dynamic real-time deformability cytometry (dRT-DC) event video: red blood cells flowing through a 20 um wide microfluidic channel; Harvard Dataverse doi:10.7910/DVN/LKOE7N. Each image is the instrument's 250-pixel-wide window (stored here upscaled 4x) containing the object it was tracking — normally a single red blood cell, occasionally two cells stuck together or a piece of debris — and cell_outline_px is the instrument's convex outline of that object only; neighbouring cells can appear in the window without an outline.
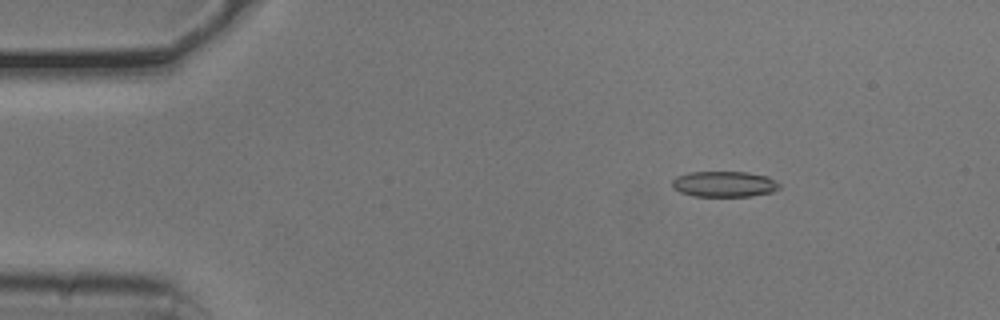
{"species": "common noctule bat (a hibernating species)", "species_latin": "Nyctalus noctula", "temperature_condition": "cold", "stored_images_in_passage": 53, "camera_frame_rate_fps": 3000, "um_per_image_px": 0.085, "animal": {"sex": "male", "body_mass_g": 20.5, "forearm_length_mm": 52.5}, "frame": {"image": 1, "passage_image": 8, "time_ms": 2.333, "image_size_px": [1000, 320], "cell_outline_px": [[780, 188], [772, 192], [752, 196], [692, 196], [680, 192], [672, 188], [672, 180], [676, 176], [688, 172], [748, 172], [768, 176], [776, 180], [780, 184]], "centroid_in_image_um": [61.56, 15.64], "position_along_channel_um": 23.4, "area_um2": 16.3}}
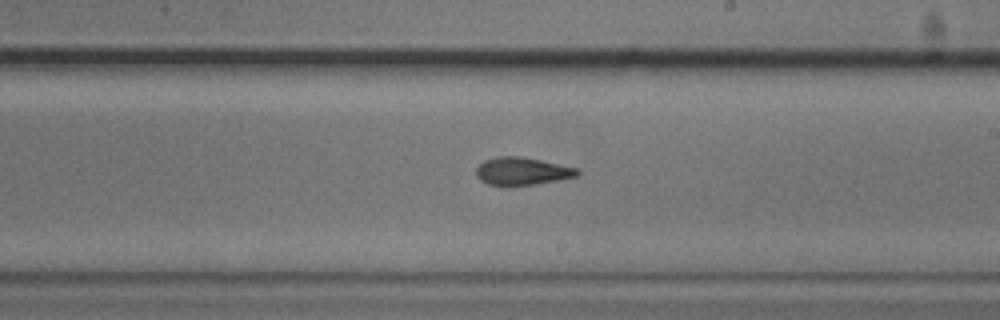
{"frame": {"image": 2, "passage_image": 31, "time_ms": 10.0, "image_size_px": [1000, 320], "cell_outline_px": [[580, 172], [576, 176], [536, 184], [488, 184], [480, 180], [476, 176], [476, 168], [484, 160], [496, 156], [520, 156], [540, 160], [576, 168]], "centroid_in_image_um": [44.34, 14.53], "position_along_channel_um": 244.7, "area_um2": 15.9}}
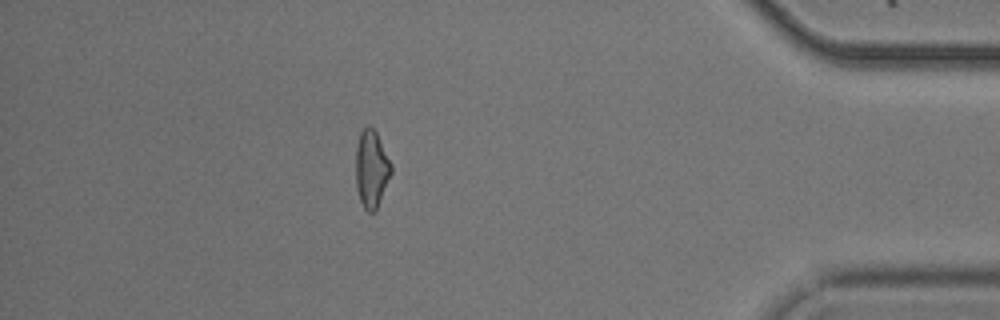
{"frame": {"image": 3, "passage_image": 47, "time_ms": 15.333, "image_size_px": [1000, 320], "cell_outline_px": [[392, 172], [376, 212], [368, 212], [364, 208], [360, 200], [356, 188], [356, 148], [360, 132], [368, 124], [376, 132], [392, 164]], "centroid_in_image_um": [31.58, 14.38], "position_along_channel_um": 403.6, "area_um2": 16.07}, "authors_computed_cell_mechanics": {"area_um2": 16.473, "velocity_mm_per_s": 3.7964, "shape_relaxation_time_tau1_ms": 3.0066, "shape_relaxation_time_tau2_ms": 3.4501, "deformation_change_tau1": 0.1136, "deformation_change_tau2": 0.1118}}